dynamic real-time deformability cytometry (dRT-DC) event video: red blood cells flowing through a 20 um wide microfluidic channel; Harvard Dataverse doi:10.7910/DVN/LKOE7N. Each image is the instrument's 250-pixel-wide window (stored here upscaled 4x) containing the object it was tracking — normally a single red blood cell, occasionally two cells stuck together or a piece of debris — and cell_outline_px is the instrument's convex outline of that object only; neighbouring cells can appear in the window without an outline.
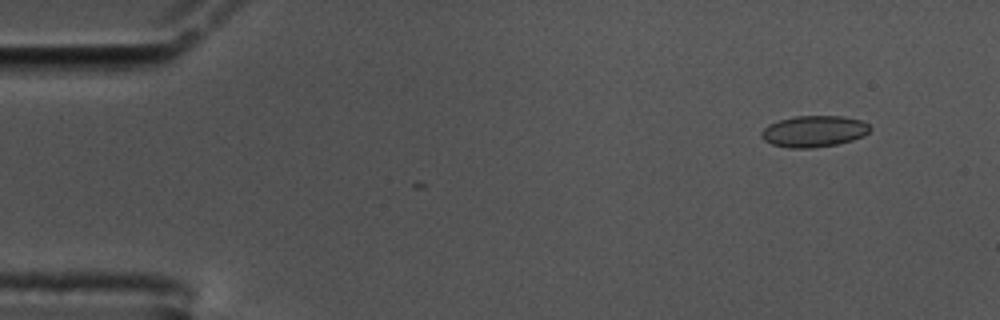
{"species": "common noctule bat (a hibernating species)", "species_latin": "Nyctalus noctula", "temperature_condition": "cold", "stored_images_in_passage": 55, "camera_frame_rate_fps": 3000, "um_per_image_px": 0.085, "animal": {"sex": "male", "body_mass_g": 17.5, "forearm_length_mm": 52.3}, "frame": {"image": 1, "passage_image": 2, "time_ms": 0.333, "image_size_px": [1000, 320], "cell_outline_px": [[872, 128], [864, 136], [852, 140], [836, 144], [812, 148], [788, 148], [772, 144], [764, 140], [760, 136], [760, 132], [768, 124], [780, 120], [796, 116], [844, 116], [860, 120], [868, 124]], "centroid_in_image_um": [69.17, 11.16], "position_along_channel_um": 15.8, "area_um2": 19.88}}
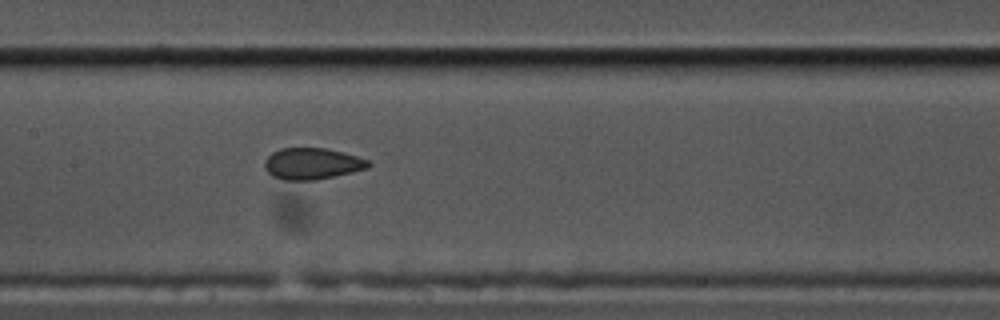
{"frame": {"image": 2, "passage_image": 25, "time_ms": 8.0, "image_size_px": [1000, 320], "cell_outline_px": [[372, 164], [368, 168], [352, 172], [316, 180], [284, 180], [272, 176], [264, 168], [264, 160], [272, 152], [280, 148], [324, 148], [344, 152], [368, 160]], "centroid_in_image_um": [26.51, 13.91], "position_along_channel_um": 180.9, "area_um2": 19.07}}
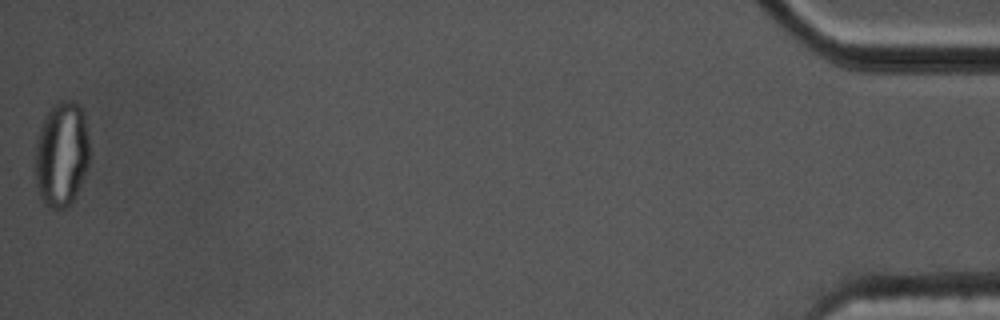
{"frame": {"image": 3, "passage_image": 55, "time_ms": 18.0, "image_size_px": [1000, 320], "cell_outline_px": [[88, 164], [84, 176], [76, 196], [64, 208], [52, 208], [44, 204], [40, 196], [36, 184], [36, 140], [44, 116], [52, 104], [60, 100], [72, 100], [84, 112], [88, 140]], "centroid_in_image_um": [5.22, 13.08], "position_along_channel_um": 430.0, "area_um2": 33.23}, "authors_computed_cell_mechanics": {"area_um2": 19.5942, "velocity_mm_per_s": 3.4555, "shape_relaxation_time_tau1_ms": null, "shape_relaxation_time_tau2_ms": 0.9829, "deformation_change_tau1": null, "deformation_change_tau2": 0.0448}}